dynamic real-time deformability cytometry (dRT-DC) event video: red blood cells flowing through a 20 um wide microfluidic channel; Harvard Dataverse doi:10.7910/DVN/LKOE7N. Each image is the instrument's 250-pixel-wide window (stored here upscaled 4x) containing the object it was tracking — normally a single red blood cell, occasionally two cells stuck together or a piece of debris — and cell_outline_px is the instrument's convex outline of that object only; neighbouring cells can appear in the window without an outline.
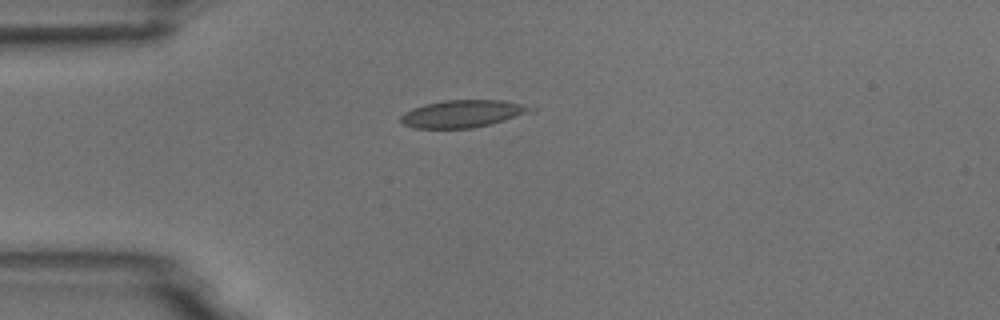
{"species": "common noctule bat (a hibernating species)", "species_latin": "Nyctalus noctula", "temperature_condition": "room temperature", "stored_images_in_passage": 4, "camera_frame_rate_fps": 3000, "um_per_image_px": 0.085, "animal": {"sex": "male", "body_mass_g": 18.8}, "frame": {"image": 1, "passage_image": 1, "time_ms": 0.0, "image_size_px": [1000, 320], "cell_outline_px": [[536, 112], [472, 128], [416, 128], [404, 124], [400, 120], [400, 116], [404, 112], [412, 108], [424, 104], [444, 100], [500, 100], [520, 104], [536, 108]], "centroid_in_image_um": [39.34, 9.66], "position_along_channel_um": 45.7, "area_um2": 20.69}}